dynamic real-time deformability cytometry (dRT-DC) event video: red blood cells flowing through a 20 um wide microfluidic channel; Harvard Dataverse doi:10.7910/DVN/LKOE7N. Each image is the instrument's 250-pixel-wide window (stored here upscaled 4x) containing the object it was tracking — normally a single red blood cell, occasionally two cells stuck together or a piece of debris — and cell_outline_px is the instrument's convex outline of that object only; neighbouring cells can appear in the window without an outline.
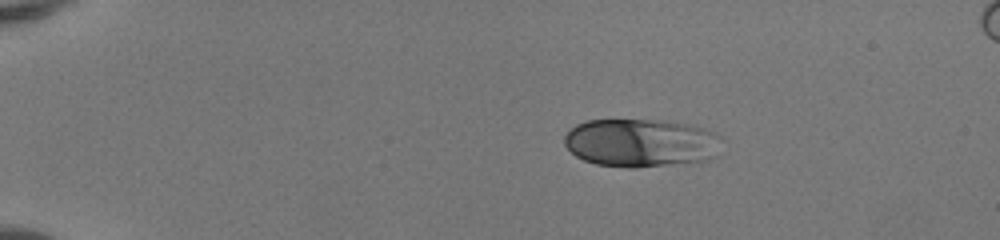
{"species": "human", "species_latin": "Homo sapiens", "temperature_condition": "room temperature", "stored_images_in_passage": 41, "camera_frame_rate_fps": 3000, "um_per_image_px": 0.085, "donor": {"sex": "female"}, "frame": {"image": 1, "passage_image": 1, "time_ms": 0.0, "image_size_px": [1000, 240], "cell_outline_px": [[728, 140], [716, 156], [708, 160], [636, 168], [628, 168], [596, 164], [584, 160], [576, 156], [564, 144], [564, 136], [576, 124], [588, 120], [672, 120], [692, 124], [716, 132]], "centroid_in_image_um": [54.6, 12.13], "position_along_channel_um": 30.4, "area_um2": 45.26}}
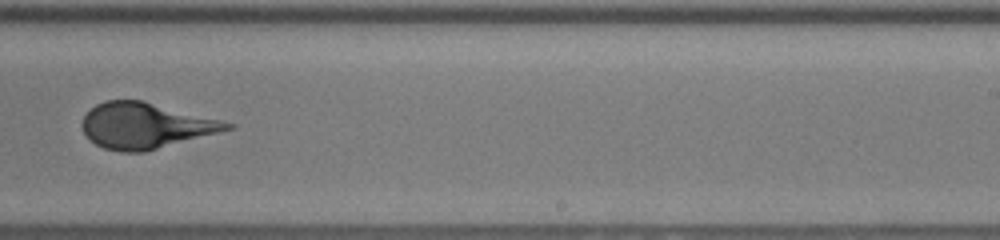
{"frame": {"image": 2, "passage_image": 25, "time_ms": 8.0, "image_size_px": [1000, 240], "cell_outline_px": [[236, 128], [144, 152], [120, 152], [104, 148], [88, 140], [84, 132], [84, 116], [96, 104], [104, 100], [144, 100], [236, 124]], "centroid_in_image_um": [12.39, 10.68], "position_along_channel_um": 276.6, "area_um2": 38.55}}
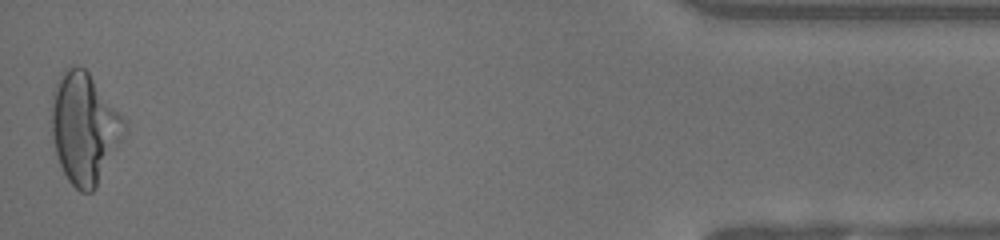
{"frame": {"image": 3, "passage_image": 41, "time_ms": 13.333, "image_size_px": [1000, 240], "cell_outline_px": [[128, 132], [96, 188], [92, 192], [80, 192], [68, 180], [60, 164], [56, 152], [52, 136], [52, 96], [56, 80], [60, 72], [64, 68], [84, 68], [88, 72], [128, 120]], "centroid_in_image_um": [7.23, 10.89], "position_along_channel_um": 428.0, "area_um2": 47.57}, "authors_computed_cell_mechanics": {"area_um2": 39.3618, "velocity_mm_per_s": 4.1801, "shape_relaxation_time_tau1_ms": 5.95, "shape_relaxation_time_tau2_ms": null, "deformation_change_tau1": 0.2236, "deformation_change_tau2": null}}